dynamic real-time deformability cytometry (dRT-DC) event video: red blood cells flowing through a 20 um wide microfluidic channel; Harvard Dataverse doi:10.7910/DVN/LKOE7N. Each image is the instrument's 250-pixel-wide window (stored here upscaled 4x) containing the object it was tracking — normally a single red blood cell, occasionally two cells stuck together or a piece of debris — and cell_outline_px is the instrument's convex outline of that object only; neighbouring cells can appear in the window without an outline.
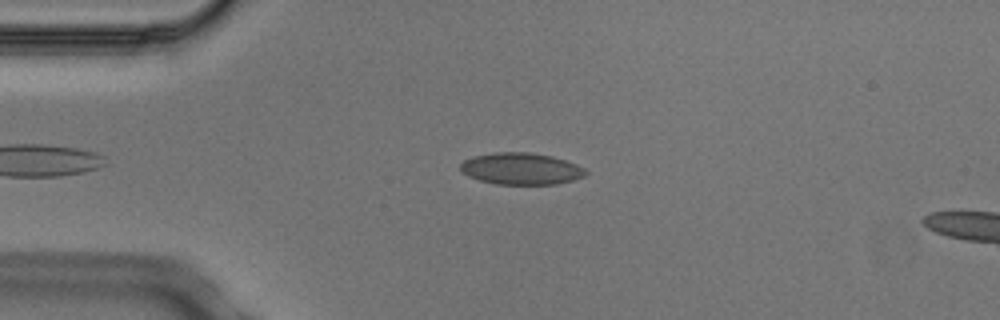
{"species": "Egyptian fruit bat (a non-hibernating species)", "species_latin": "Rousettus aegyptiacus", "temperature_condition": "cold", "stored_images_in_passage": 2, "camera_frame_rate_fps": 3000, "um_per_image_px": 0.085, "animal": {"sex": "male"}, "frame": {"image": 1, "passage_image": 1, "time_ms": 0.0, "image_size_px": [1000, 320], "cell_outline_px": [[588, 172], [584, 176], [572, 180], [556, 184], [496, 184], [480, 180], [468, 176], [460, 168], [460, 164], [464, 160], [472, 156], [496, 152], [528, 152], [552, 156], [576, 164], [584, 168]], "centroid_in_image_um": [44.28, 14.33], "position_along_channel_um": 40.7, "area_um2": 23.06}}